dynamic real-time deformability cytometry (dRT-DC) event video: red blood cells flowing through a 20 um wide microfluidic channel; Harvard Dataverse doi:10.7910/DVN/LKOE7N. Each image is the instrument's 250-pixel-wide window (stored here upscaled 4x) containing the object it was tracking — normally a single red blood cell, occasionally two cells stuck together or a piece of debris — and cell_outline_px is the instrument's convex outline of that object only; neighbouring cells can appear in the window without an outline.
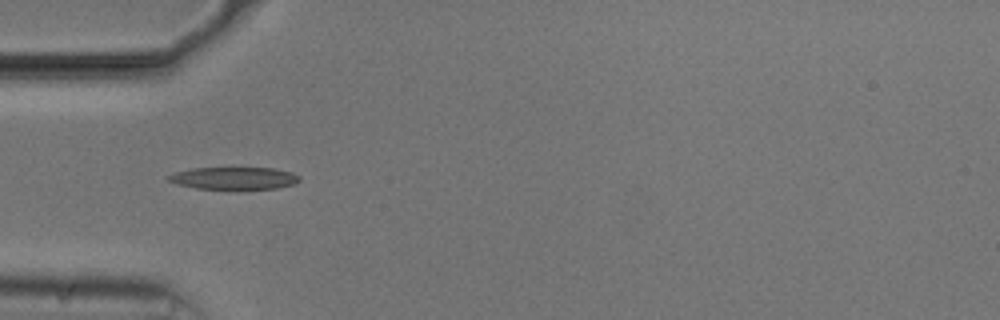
{"species": "common noctule bat (a hibernating species)", "species_latin": "Nyctalus noctula", "temperature_condition": "cold", "stored_images_in_passage": 53, "camera_frame_rate_fps": 3000, "um_per_image_px": 0.085, "animal": {"sex": "male", "body_mass_g": 20.5, "forearm_length_mm": 52.5}, "frame": {"image": 1, "passage_image": 16, "time_ms": 5.0, "image_size_px": [1000, 320], "cell_outline_px": [[300, 180], [296, 184], [276, 188], [196, 188], [180, 184], [168, 180], [168, 176], [176, 172], [192, 168], [272, 168], [292, 172], [300, 176]], "centroid_in_image_um": [19.96, 15.13], "position_along_channel_um": 65.0, "area_um2": 16.65}}
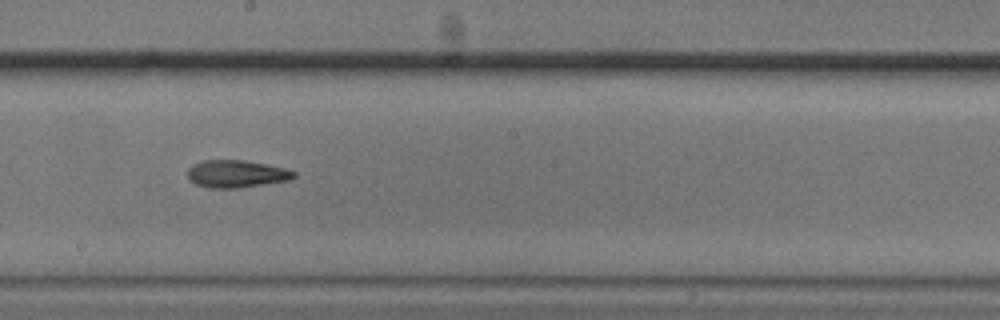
{"frame": {"image": 2, "passage_image": 29, "time_ms": 9.333, "image_size_px": [1000, 320], "cell_outline_px": [[296, 176], [288, 180], [236, 188], [208, 188], [196, 184], [188, 176], [188, 168], [192, 164], [204, 160], [244, 160], [284, 168], [296, 172]], "centroid_in_image_um": [20.07, 14.77], "position_along_channel_um": 228.1, "area_um2": 16.76}}
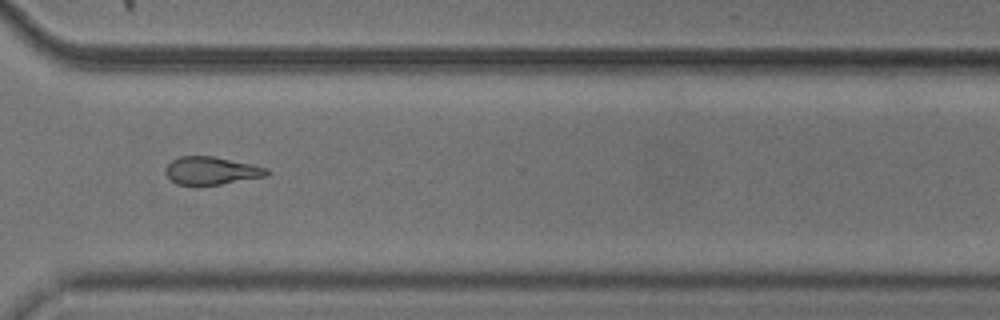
{"frame": {"image": 3, "passage_image": 39, "time_ms": 12.667, "image_size_px": [1000, 320], "cell_outline_px": [[268, 176], [220, 184], [176, 184], [164, 172], [168, 164], [172, 160], [180, 156], [212, 156], [252, 164], [268, 168]], "centroid_in_image_um": [17.98, 14.49], "position_along_channel_um": 352.6, "area_um2": 16.18}, "authors_computed_cell_mechanics": {"area_um2": 17.1666, "velocity_mm_per_s": 3.7552, "shape_relaxation_time_tau1_ms": 4.7537, "shape_relaxation_time_tau2_ms": 6.2949, "deformation_change_tau1": 0.1391, "deformation_change_tau2": 0.1675}}